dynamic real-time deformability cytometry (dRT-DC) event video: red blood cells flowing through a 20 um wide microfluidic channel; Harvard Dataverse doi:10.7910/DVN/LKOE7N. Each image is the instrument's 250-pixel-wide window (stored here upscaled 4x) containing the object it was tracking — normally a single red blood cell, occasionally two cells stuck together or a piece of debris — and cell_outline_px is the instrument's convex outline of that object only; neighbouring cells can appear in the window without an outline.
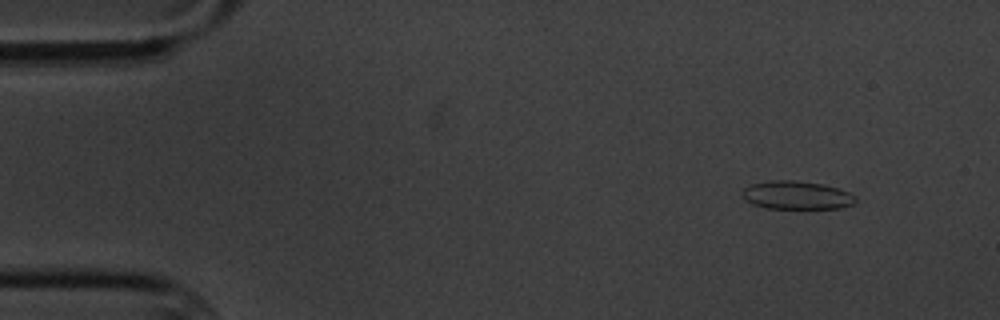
{"species": "common noctule bat (a hibernating species)", "species_latin": "Nyctalus noctula", "temperature_condition": "cold", "stored_images_in_passage": 5, "camera_frame_rate_fps": 3000, "um_per_image_px": 0.085, "animal": {"sex": "male", "body_mass_g": 20.1, "forearm_length_mm": 53.5}, "frame": {"image": 1, "passage_image": 2, "time_ms": 1.333, "image_size_px": [1000, 320], "cell_outline_px": [[856, 200], [852, 204], [840, 208], [764, 208], [752, 204], [744, 200], [740, 196], [744, 188], [752, 184], [768, 180], [796, 180], [824, 184], [848, 192], [856, 196]], "centroid_in_image_um": [67.66, 16.58], "position_along_channel_um": 17.3, "area_um2": 18.79}}
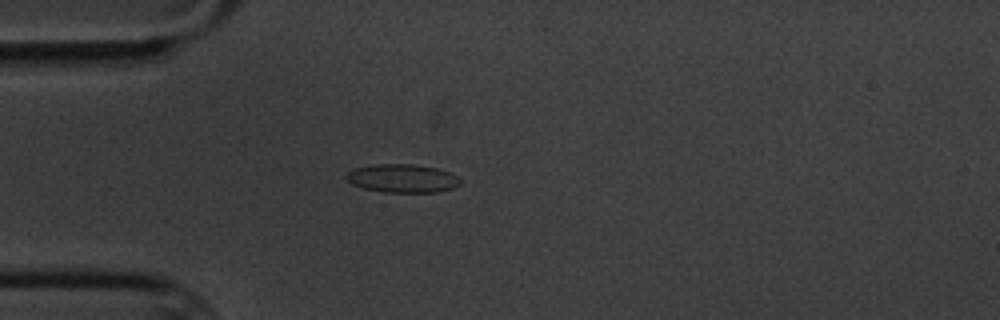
{"frame": {"image": 2, "passage_image": 5, "time_ms": 4.667, "image_size_px": [1000, 320], "cell_outline_px": [[460, 184], [452, 188], [440, 192], [384, 192], [364, 188], [352, 184], [344, 176], [348, 172], [356, 168], [376, 164], [412, 164], [436, 168], [448, 172], [456, 176], [460, 180]], "centroid_in_image_um": [34.2, 15.16], "position_along_channel_um": 50.8, "area_um2": 18.67}}